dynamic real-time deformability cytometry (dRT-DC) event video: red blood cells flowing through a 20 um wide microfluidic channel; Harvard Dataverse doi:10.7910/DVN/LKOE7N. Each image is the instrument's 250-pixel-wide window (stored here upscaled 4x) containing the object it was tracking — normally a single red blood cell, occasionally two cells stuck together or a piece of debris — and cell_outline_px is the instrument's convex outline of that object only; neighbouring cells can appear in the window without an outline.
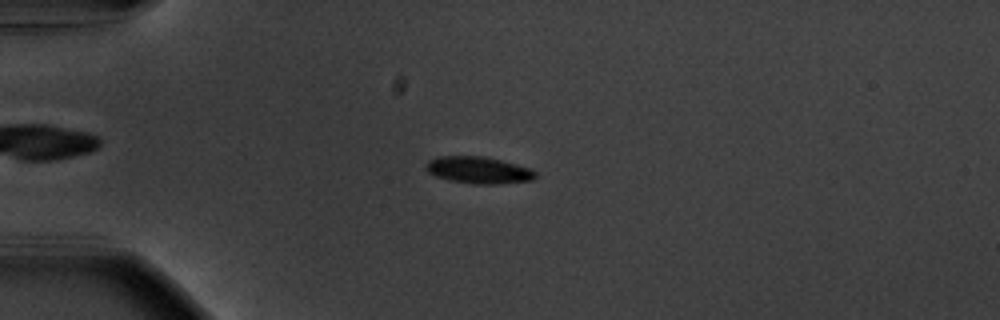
{"species": "common noctule bat (a hibernating species)", "species_latin": "Nyctalus noctula", "temperature_condition": "warm", "stored_images_in_passage": 44, "camera_frame_rate_fps": 3000, "um_per_image_px": 0.085, "animal": {"sex": "male", "body_mass_g": 20.1, "forearm_length_mm": 53.5}, "frame": {"image": 1, "passage_image": 3, "time_ms": 0.667, "image_size_px": [1000, 320], "cell_outline_px": [[536, 176], [532, 180], [500, 184], [472, 184], [452, 180], [436, 176], [428, 172], [424, 168], [424, 164], [428, 160], [440, 156], [480, 156], [500, 160], [528, 168], [536, 172]], "centroid_in_image_um": [40.63, 14.46], "position_along_channel_um": 44.4, "area_um2": 16.99}}
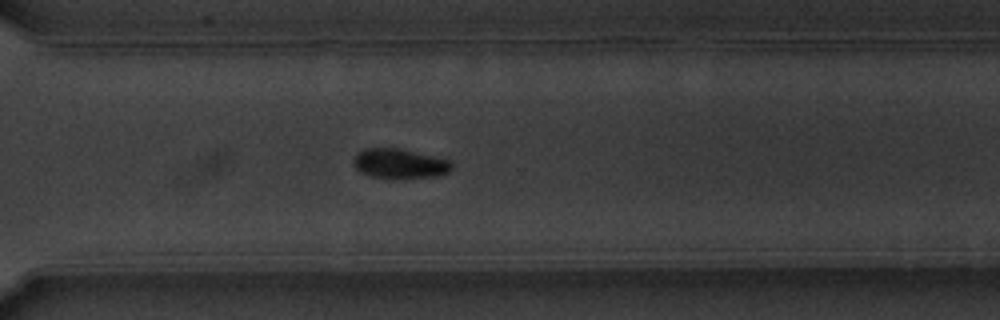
{"frame": {"image": 2, "passage_image": 29, "time_ms": 9.333, "image_size_px": [1000, 320], "cell_outline_px": [[452, 168], [448, 172], [436, 176], [372, 176], [360, 172], [352, 164], [352, 160], [364, 148], [396, 148], [432, 156], [448, 160], [452, 164]], "centroid_in_image_um": [33.93, 13.87], "position_along_channel_um": 336.7, "area_um2": 16.13}}
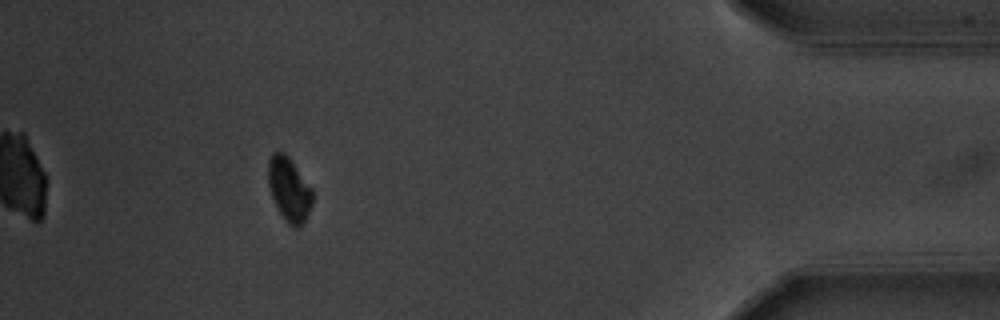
{"frame": {"image": 3, "passage_image": 39, "time_ms": 12.667, "image_size_px": [1000, 320], "cell_outline_px": [[312, 204], [304, 220], [296, 228], [292, 228], [288, 224], [276, 208], [268, 184], [268, 160], [272, 152], [280, 148], [288, 156], [312, 188]], "centroid_in_image_um": [24.54, 16.05], "position_along_channel_um": 410.7, "area_um2": 16.59}, "authors_computed_cell_mechanics": {"area_um2": 17.1377, "velocity_mm_per_s": 3.6833, "shape_relaxation_time_tau1_ms": 1.5256, "shape_relaxation_time_tau2_ms": null, "deformation_change_tau1": 0.1017, "deformation_change_tau2": null}}